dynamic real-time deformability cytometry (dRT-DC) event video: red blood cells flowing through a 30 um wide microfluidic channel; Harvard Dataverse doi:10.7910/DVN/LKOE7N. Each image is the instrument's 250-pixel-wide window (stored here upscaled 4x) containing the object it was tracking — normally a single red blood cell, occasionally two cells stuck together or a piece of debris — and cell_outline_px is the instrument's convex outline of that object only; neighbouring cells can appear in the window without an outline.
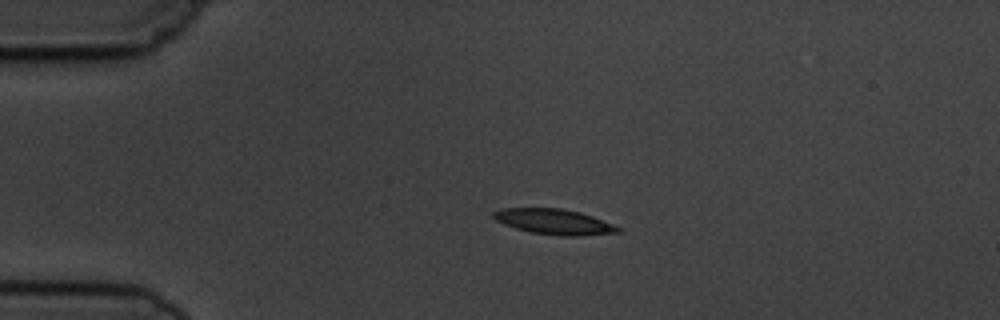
{"species": "common noctule bat (a hibernating species)", "species_latin": "Nyctalus noctula", "temperature_condition": "cold", "stored_images_in_passage": 3, "camera_frame_rate_fps": 3000, "um_per_image_px": 0.085, "animal": {"sex": "male", "body_mass_g": 19.5, "forearm_length_mm": 54.6}, "frame": {"image": 1, "passage_image": 2, "time_ms": 2.0, "image_size_px": [1000, 320], "cell_outline_px": [[620, 232], [584, 236], [556, 236], [528, 232], [504, 224], [496, 220], [492, 216], [492, 212], [500, 208], [560, 208], [580, 212], [592, 216], [612, 224], [620, 228]], "centroid_in_image_um": [47.07, 18.85], "position_along_channel_um": 37.9, "area_um2": 18.55}}